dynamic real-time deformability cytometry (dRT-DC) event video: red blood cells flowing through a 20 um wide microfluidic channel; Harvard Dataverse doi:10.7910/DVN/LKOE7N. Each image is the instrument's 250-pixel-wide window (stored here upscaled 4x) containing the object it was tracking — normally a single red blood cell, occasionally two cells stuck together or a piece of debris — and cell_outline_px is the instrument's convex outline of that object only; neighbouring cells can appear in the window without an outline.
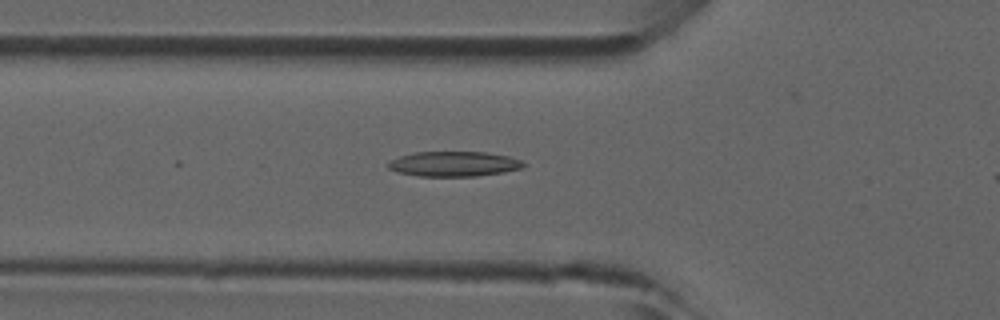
{"species": "common noctule bat (a hibernating species)", "species_latin": "Nyctalus noctula", "temperature_condition": "room temperature", "stored_images_in_passage": 13, "camera_frame_rate_fps": 3000, "um_per_image_px": 0.085, "animal": {"sex": "male", "forearm_length_mm": 52.5}, "frame": {"image": 1, "passage_image": 3, "time_ms": 0.667, "image_size_px": [1000, 320], "cell_outline_px": [[528, 164], [524, 168], [504, 172], [476, 176], [420, 176], [396, 172], [388, 168], [388, 160], [400, 156], [416, 152], [484, 152], [508, 156], [520, 160]], "centroid_in_image_um": [38.59, 13.93], "position_along_channel_um": 87.2, "area_um2": 19.83}}
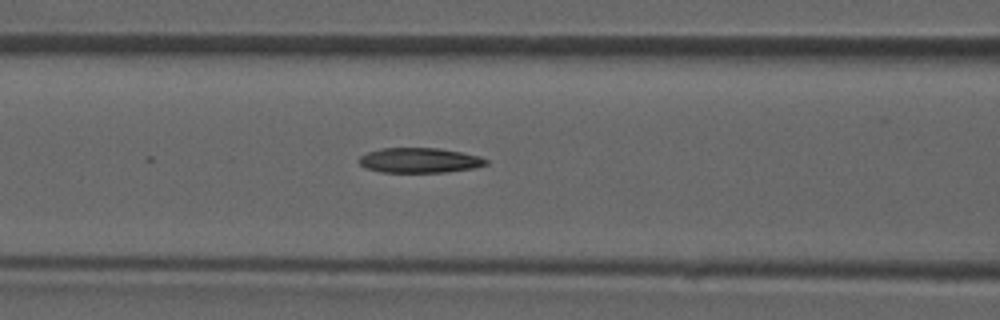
{"frame": {"image": 2, "passage_image": 6, "time_ms": 1.667, "image_size_px": [1000, 320], "cell_outline_px": [[488, 164], [476, 168], [444, 172], [380, 172], [364, 168], [356, 160], [360, 156], [368, 152], [380, 148], [436, 148], [460, 152], [480, 156], [488, 160]], "centroid_in_image_um": [35.63, 13.63], "position_along_channel_um": 131.0, "area_um2": 18.61}}